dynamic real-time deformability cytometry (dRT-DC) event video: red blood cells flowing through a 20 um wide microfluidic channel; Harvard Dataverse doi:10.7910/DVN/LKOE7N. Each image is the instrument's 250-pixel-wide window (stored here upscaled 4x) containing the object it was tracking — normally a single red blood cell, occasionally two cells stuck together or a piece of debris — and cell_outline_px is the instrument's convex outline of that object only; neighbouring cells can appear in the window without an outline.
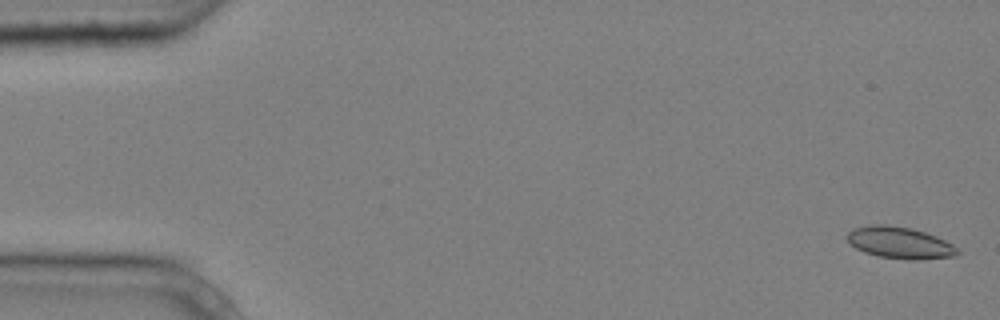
{"species": "common noctule bat (a hibernating species)", "species_latin": "Nyctalus noctula", "temperature_condition": "cold", "stored_images_in_passage": 7, "camera_frame_rate_fps": 3000, "um_per_image_px": 0.085, "animal": {"sex": "male", "body_mass_g": 20.4}, "frame": {"image": 1, "passage_image": 1, "time_ms": 0.0, "image_size_px": [1000, 320], "cell_outline_px": [[960, 252], [956, 256], [920, 260], [908, 260], [880, 256], [864, 252], [856, 248], [848, 240], [848, 232], [852, 228], [872, 224], [884, 224], [912, 228], [936, 236], [952, 244]], "centroid_in_image_um": [76.49, 20.63], "position_along_channel_um": 8.5, "area_um2": 20.35}}
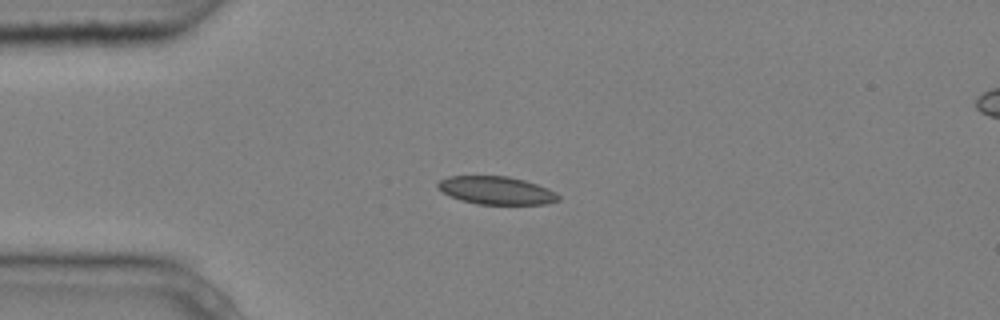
{"frame": {"image": 2, "passage_image": 3, "time_ms": 0.667, "image_size_px": [1000, 320], "cell_outline_px": [[560, 200], [548, 204], [476, 204], [460, 200], [436, 188], [436, 184], [440, 180], [448, 176], [508, 176], [524, 180], [548, 188], [556, 192], [560, 196]], "centroid_in_image_um": [42.2, 16.19], "position_along_channel_um": 42.8, "area_um2": 19.71}}
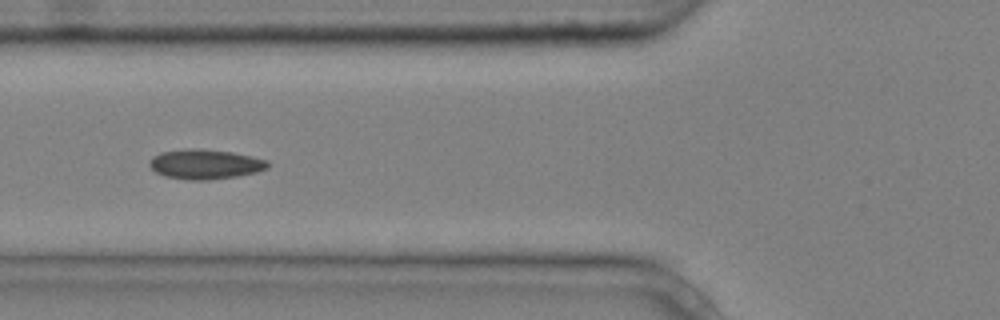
{"frame": {"image": 3, "passage_image": 5, "time_ms": 1.333, "image_size_px": [1000, 320], "cell_outline_px": [[268, 168], [256, 172], [236, 176], [208, 180], [188, 180], [164, 176], [156, 172], [148, 164], [148, 160], [152, 156], [160, 152], [188, 148], [196, 148], [232, 152], [268, 160]], "centroid_in_image_um": [17.39, 13.95], "position_along_channel_um": 108.4, "area_um2": 20.58}}